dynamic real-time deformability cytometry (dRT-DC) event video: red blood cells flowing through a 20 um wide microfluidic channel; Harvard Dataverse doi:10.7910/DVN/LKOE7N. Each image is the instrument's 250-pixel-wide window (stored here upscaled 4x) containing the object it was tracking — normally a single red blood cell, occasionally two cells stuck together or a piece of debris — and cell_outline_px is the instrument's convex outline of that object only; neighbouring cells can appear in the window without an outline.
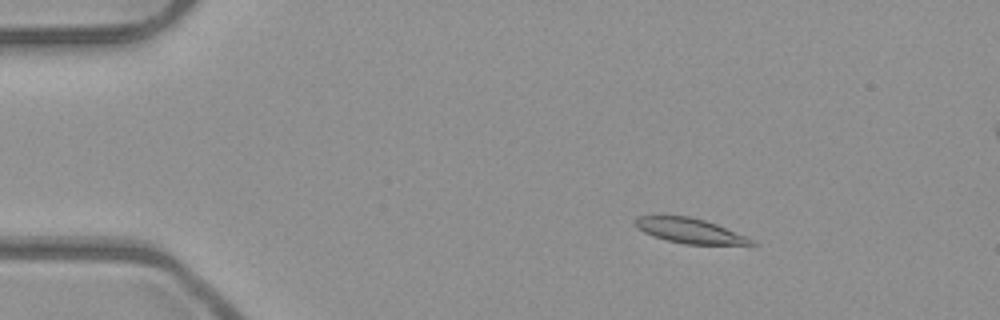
{"species": "common noctule bat (a hibernating species)", "species_latin": "Nyctalus noctula", "temperature_condition": "room temperature", "stored_images_in_passage": 5, "camera_frame_rate_fps": 3000, "um_per_image_px": 0.085, "animal": {"sex": "male", "body_mass_g": 23.1, "forearm_length_mm": 52.7}, "frame": {"image": 1, "passage_image": 2, "time_ms": 0.333, "image_size_px": [1000, 320], "cell_outline_px": [[760, 244], [684, 244], [652, 236], [636, 228], [632, 224], [632, 220], [636, 216], [688, 216], [704, 220], [716, 224], [748, 236], [756, 240]], "centroid_in_image_um": [58.61, 19.61], "position_along_channel_um": 26.4, "area_um2": 16.99}}